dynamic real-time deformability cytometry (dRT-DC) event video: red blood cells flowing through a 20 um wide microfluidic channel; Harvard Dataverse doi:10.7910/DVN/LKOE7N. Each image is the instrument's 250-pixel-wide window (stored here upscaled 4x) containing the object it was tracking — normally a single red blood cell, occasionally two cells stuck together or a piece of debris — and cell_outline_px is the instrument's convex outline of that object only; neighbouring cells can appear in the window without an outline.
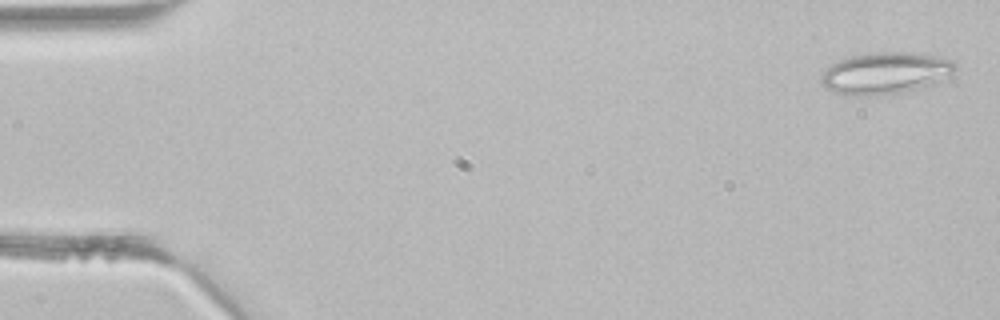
{"species": "common noctule bat (a hibernating species)", "species_latin": "Nyctalus noctula", "temperature_condition": "room temperature", "stored_images_in_passage": 42, "camera_frame_rate_fps": 3000, "um_per_image_px": 0.085, "animal": {"sex": "male", "body_mass_g": 21.5, "forearm_length_mm": 52.0}, "frame": {"image": 1, "passage_image": 1, "time_ms": 0.0, "image_size_px": [1000, 320], "cell_outline_px": [[956, 68], [948, 80], [924, 88], [876, 96], [848, 96], [832, 92], [824, 88], [820, 84], [820, 76], [824, 68], [848, 56], [872, 52], [912, 52], [936, 56], [952, 60], [956, 64]], "centroid_in_image_um": [75.25, 6.23], "position_along_channel_um": 9.7, "area_um2": 33.64}}
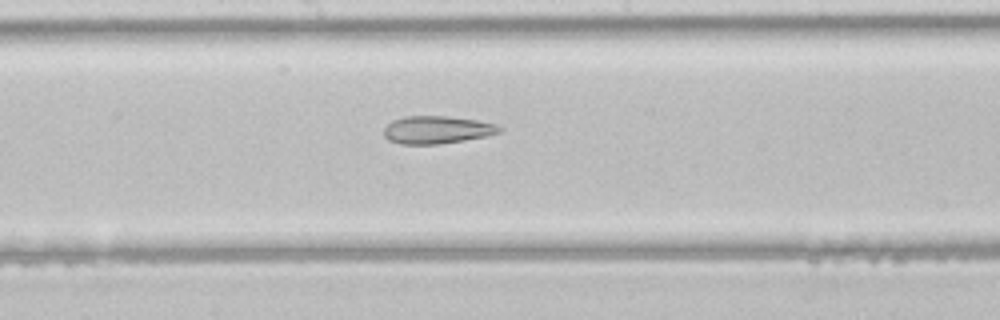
{"frame": {"image": 2, "passage_image": 22, "time_ms": 7.0, "image_size_px": [1000, 320], "cell_outline_px": [[504, 128], [500, 132], [488, 136], [440, 144], [400, 144], [388, 140], [384, 136], [384, 128], [392, 120], [404, 116], [444, 116], [476, 120], [496, 124]], "centroid_in_image_um": [37.14, 11.04], "position_along_channel_um": 211.1, "area_um2": 18.73}}
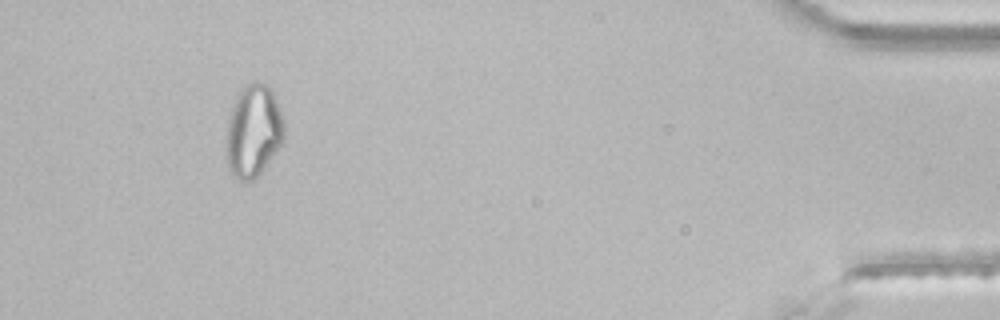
{"frame": {"image": 3, "passage_image": 39, "time_ms": 12.667, "image_size_px": [1000, 320], "cell_outline_px": [[284, 140], [260, 172], [252, 180], [236, 180], [228, 168], [224, 156], [224, 144], [228, 120], [232, 108], [240, 92], [252, 80], [264, 84], [272, 92], [284, 120]], "centroid_in_image_um": [21.49, 11.18], "position_along_channel_um": 413.7, "area_um2": 31.04}}